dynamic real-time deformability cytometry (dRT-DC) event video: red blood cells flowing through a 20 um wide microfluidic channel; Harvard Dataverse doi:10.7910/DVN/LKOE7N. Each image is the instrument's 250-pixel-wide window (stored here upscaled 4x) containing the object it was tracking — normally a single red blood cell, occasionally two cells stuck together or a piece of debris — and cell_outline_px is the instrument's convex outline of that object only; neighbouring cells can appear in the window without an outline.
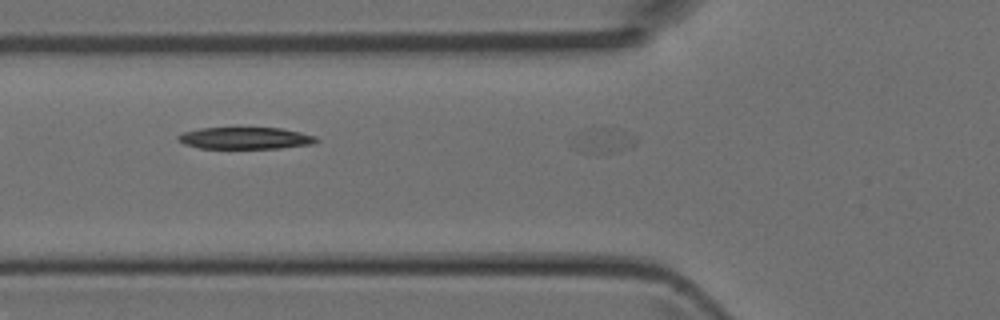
{"species": "Egyptian fruit bat (a non-hibernating species)", "species_latin": "Rousettus aegyptiacus", "temperature_condition": "room temperature", "stored_images_in_passage": 3, "camera_frame_rate_fps": 3000, "um_per_image_px": 0.085, "animal": {"sex": "female"}, "frame": {"image": 1, "passage_image": 2, "time_ms": 0.333, "image_size_px": [1000, 320], "cell_outline_px": [[320, 140], [312, 144], [280, 148], [200, 148], [184, 144], [176, 140], [176, 136], [184, 132], [200, 128], [280, 128], [300, 132], [316, 136]], "centroid_in_image_um": [20.84, 11.74], "position_along_channel_um": 105.0, "area_um2": 17.57}}